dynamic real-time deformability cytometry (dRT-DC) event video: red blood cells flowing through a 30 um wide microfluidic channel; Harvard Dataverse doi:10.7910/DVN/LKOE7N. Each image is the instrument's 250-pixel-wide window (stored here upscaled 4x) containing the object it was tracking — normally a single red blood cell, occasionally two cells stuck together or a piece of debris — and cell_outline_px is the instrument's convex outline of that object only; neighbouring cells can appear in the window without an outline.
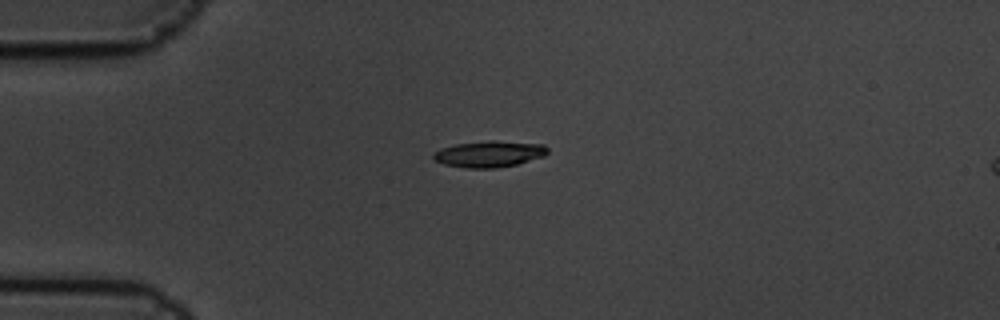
{"species": "common noctule bat (a hibernating species)", "species_latin": "Nyctalus noctula", "temperature_condition": "cold", "stored_images_in_passage": 2, "camera_frame_rate_fps": 3000, "um_per_image_px": 0.085, "animal": {"sex": "male", "body_mass_g": 19.5, "forearm_length_mm": 54.6}, "frame": {"image": 1, "passage_image": 1, "time_ms": 0.0, "image_size_px": [1000, 320], "cell_outline_px": [[548, 152], [544, 156], [516, 164], [496, 168], [468, 168], [444, 164], [432, 160], [432, 152], [440, 148], [456, 144], [488, 140], [492, 140], [544, 144], [548, 148]], "centroid_in_image_um": [41.55, 13.08], "position_along_channel_um": 43.5, "area_um2": 17.63}}